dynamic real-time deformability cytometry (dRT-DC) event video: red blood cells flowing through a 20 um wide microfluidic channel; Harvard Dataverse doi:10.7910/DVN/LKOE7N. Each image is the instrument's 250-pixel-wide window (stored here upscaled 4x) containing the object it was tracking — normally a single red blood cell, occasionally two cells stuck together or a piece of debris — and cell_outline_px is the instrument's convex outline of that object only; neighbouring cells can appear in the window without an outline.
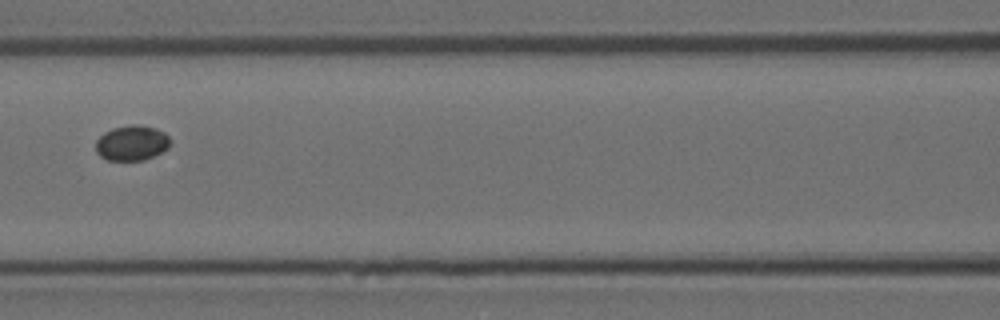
{"species": "Egyptian fruit bat (a non-hibernating species)", "species_latin": "Rousettus aegyptiacus", "temperature_condition": "room temperature", "stored_images_in_passage": 3, "camera_frame_rate_fps": 3000, "um_per_image_px": 0.085, "animal": {"sex": "female"}, "frame": {"image": 1, "passage_image": 3, "time_ms": 0.667, "image_size_px": [1000, 320], "cell_outline_px": [[172, 140], [168, 148], [144, 160], [108, 160], [100, 156], [96, 152], [96, 140], [104, 132], [112, 128], [132, 124], [136, 124], [156, 128], [164, 132]], "centroid_in_image_um": [11.2, 12.14], "position_along_channel_um": 155.4, "area_um2": 15.32}}